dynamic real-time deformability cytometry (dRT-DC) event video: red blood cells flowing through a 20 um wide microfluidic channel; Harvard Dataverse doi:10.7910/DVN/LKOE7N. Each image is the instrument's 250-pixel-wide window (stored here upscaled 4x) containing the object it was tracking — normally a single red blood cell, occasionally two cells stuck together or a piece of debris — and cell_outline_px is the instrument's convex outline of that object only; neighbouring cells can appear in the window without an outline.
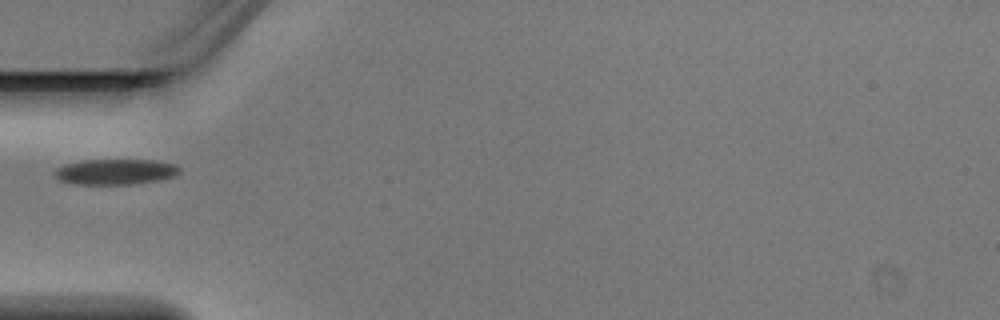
{"species": "Egyptian fruit bat (a non-hibernating species)", "species_latin": "Rousettus aegyptiacus", "temperature_condition": "warm", "stored_images_in_passage": 2, "camera_frame_rate_fps": 3000, "um_per_image_px": 0.085, "animal": {"sex": "male"}, "frame": {"image": 1, "passage_image": 1, "time_ms": 0.0, "image_size_px": [1000, 320], "cell_outline_px": [[180, 172], [176, 176], [160, 180], [132, 184], [72, 184], [60, 180], [52, 172], [56, 168], [64, 164], [84, 160], [152, 160], [176, 164], [180, 168]], "centroid_in_image_um": [9.82, 14.6], "position_along_channel_um": 75.2, "area_um2": 18.73}}
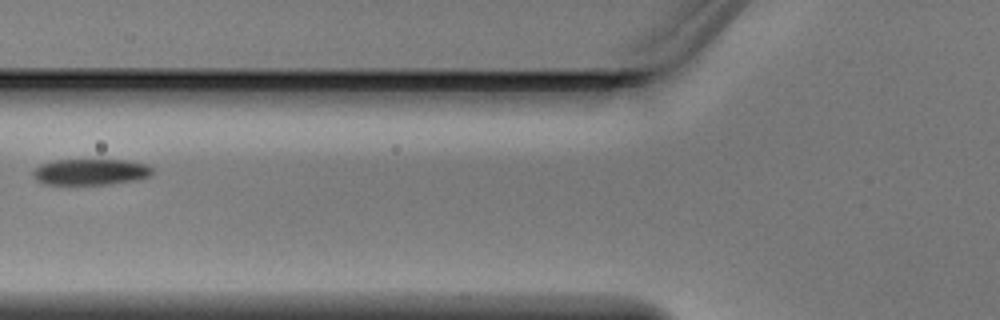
{"frame": {"image": 2, "passage_image": 2, "time_ms": 0.333, "image_size_px": [1000, 320], "cell_outline_px": [[152, 172], [148, 176], [136, 180], [108, 184], [44, 184], [36, 180], [32, 172], [40, 164], [56, 160], [124, 160], [148, 164], [152, 168]], "centroid_in_image_um": [7.69, 14.61], "position_along_channel_um": 118.1, "area_um2": 18.03}}